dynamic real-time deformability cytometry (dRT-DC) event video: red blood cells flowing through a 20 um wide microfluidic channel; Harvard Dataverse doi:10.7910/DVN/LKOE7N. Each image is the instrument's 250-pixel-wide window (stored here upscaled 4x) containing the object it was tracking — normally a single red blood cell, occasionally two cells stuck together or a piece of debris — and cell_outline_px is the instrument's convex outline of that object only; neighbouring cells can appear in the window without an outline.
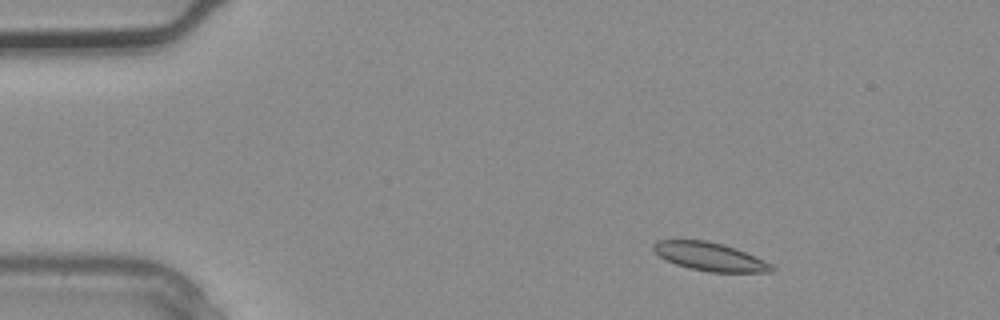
{"species": "common noctule bat (a hibernating species)", "species_latin": "Nyctalus noctula", "temperature_condition": "warm", "stored_images_in_passage": 2, "camera_frame_rate_fps": 3000, "um_per_image_px": 0.085, "animal": {"sex": "male", "body_mass_g": 20.4}, "frame": {"image": 1, "passage_image": 1, "time_ms": 0.0, "image_size_px": [1000, 320], "cell_outline_px": [[776, 268], [772, 272], [712, 272], [692, 268], [676, 264], [660, 256], [652, 248], [652, 244], [656, 240], [708, 240], [724, 244], [736, 248], [764, 260], [772, 264]], "centroid_in_image_um": [60.37, 21.8], "position_along_channel_um": 24.6, "area_um2": 19.42}}